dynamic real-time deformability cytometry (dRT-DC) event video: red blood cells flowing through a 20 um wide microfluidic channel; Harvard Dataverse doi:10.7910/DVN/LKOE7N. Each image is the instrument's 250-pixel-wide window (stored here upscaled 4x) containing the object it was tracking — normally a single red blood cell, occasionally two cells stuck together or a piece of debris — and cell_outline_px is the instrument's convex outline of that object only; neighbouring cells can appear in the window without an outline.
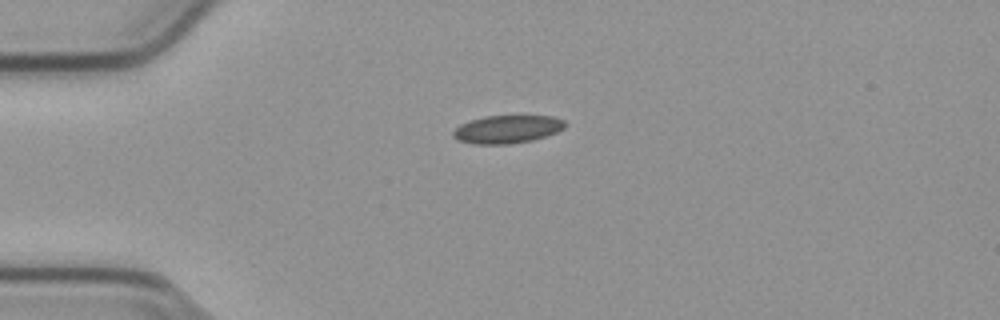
{"species": "common noctule bat (a hibernating species)", "species_latin": "Nyctalus noctula", "temperature_condition": "cold", "stored_images_in_passage": 42, "camera_frame_rate_fps": 3000, "um_per_image_px": 0.085, "animal": {"sex": "male", "body_mass_g": 23.1, "forearm_length_mm": 52.7}, "frame": {"image": 1, "passage_image": 1, "time_ms": 0.0, "image_size_px": [1000, 320], "cell_outline_px": [[564, 128], [556, 132], [532, 140], [508, 144], [472, 144], [460, 140], [452, 136], [452, 132], [460, 124], [468, 120], [484, 116], [552, 116], [564, 120]], "centroid_in_image_um": [43.07, 10.98], "position_along_channel_um": 41.9, "area_um2": 18.15}}
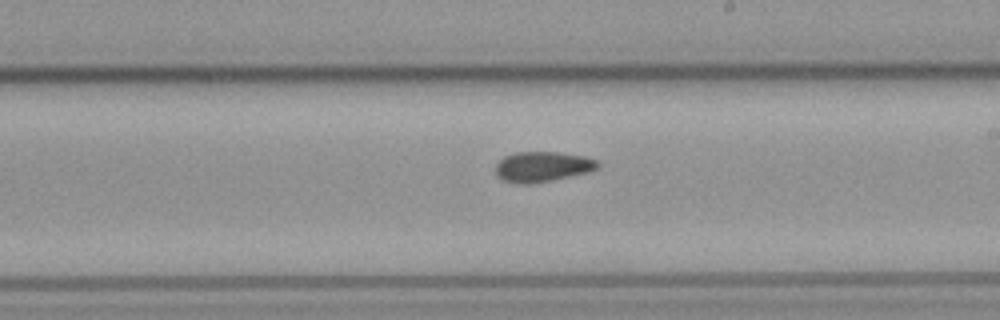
{"frame": {"image": 2, "passage_image": 19, "time_ms": 6.0, "image_size_px": [1000, 320], "cell_outline_px": [[600, 168], [588, 172], [552, 180], [528, 184], [520, 184], [504, 180], [496, 176], [496, 164], [504, 156], [516, 152], [556, 152], [584, 156], [596, 160], [600, 164]], "centroid_in_image_um": [46.11, 14.16], "position_along_channel_um": 242.9, "area_um2": 17.98}}
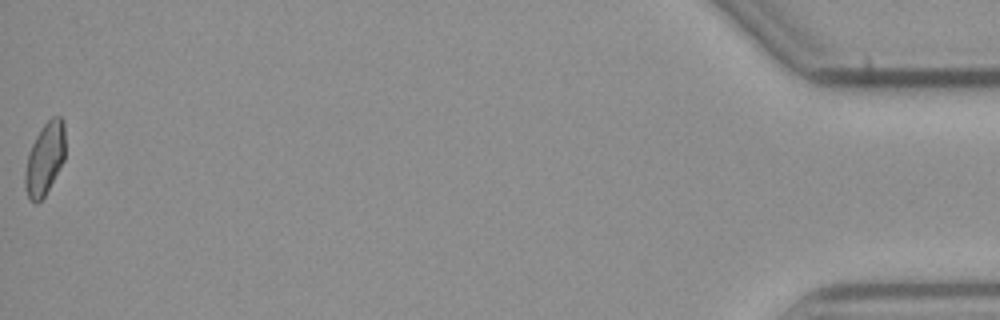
{"frame": {"image": 3, "passage_image": 42, "time_ms": 13.667, "image_size_px": [1000, 320], "cell_outline_px": [[64, 160], [44, 196], [36, 204], [28, 196], [24, 188], [24, 172], [28, 152], [36, 136], [44, 124], [52, 116], [60, 116], [64, 120]], "centroid_in_image_um": [3.79, 13.48], "position_along_channel_um": 431.4, "area_um2": 16.82}, "authors_computed_cell_mechanics": {"area_um2": 17.8024, "velocity_mm_per_s": 3.7874, "shape_relaxation_time_tau1_ms": null, "shape_relaxation_time_tau2_ms": 10.6672, "deformation_change_tau1": null, "deformation_change_tau2": 0.1499}}